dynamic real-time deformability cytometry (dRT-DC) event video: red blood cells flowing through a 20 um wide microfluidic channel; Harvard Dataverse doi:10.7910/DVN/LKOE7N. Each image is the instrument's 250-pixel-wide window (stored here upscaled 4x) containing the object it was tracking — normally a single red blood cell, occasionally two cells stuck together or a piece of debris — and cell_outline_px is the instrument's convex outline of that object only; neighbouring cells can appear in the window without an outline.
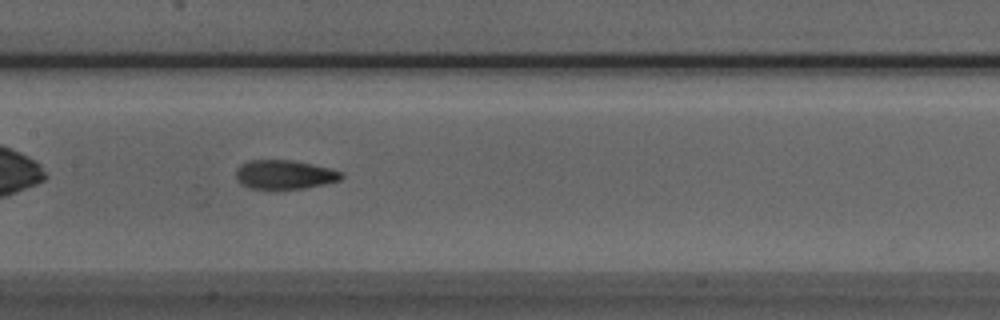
{"species": "Egyptian fruit bat (a non-hibernating species)", "species_latin": "Rousettus aegyptiacus", "temperature_condition": "room temperature", "stored_images_in_passage": 39, "camera_frame_rate_fps": 3000, "um_per_image_px": 0.085, "animal": {"sex": "male"}, "frame": {"image": 1, "passage_image": 12, "time_ms": 3.667, "image_size_px": [1000, 320], "cell_outline_px": [[344, 176], [340, 180], [324, 184], [304, 188], [268, 192], [248, 188], [240, 184], [236, 180], [236, 168], [240, 164], [248, 160], [292, 160], [312, 164], [328, 168], [340, 172]], "centroid_in_image_um": [24.09, 14.88], "position_along_channel_um": 183.3, "area_um2": 18.55}}
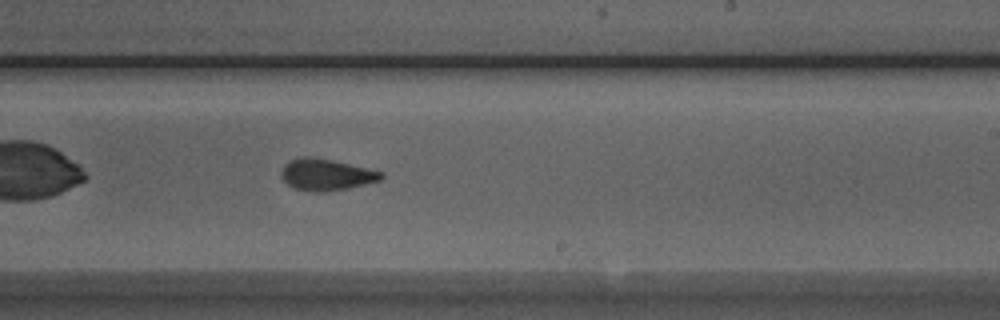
{"frame": {"image": 2, "passage_image": 18, "time_ms": 5.667, "image_size_px": [1000, 320], "cell_outline_px": [[384, 176], [380, 180], [348, 188], [320, 192], [316, 192], [292, 188], [280, 176], [280, 172], [284, 164], [288, 160], [300, 156], [308, 156], [332, 160], [384, 172]], "centroid_in_image_um": [27.68, 14.83], "position_along_channel_um": 261.3, "area_um2": 18.38}}
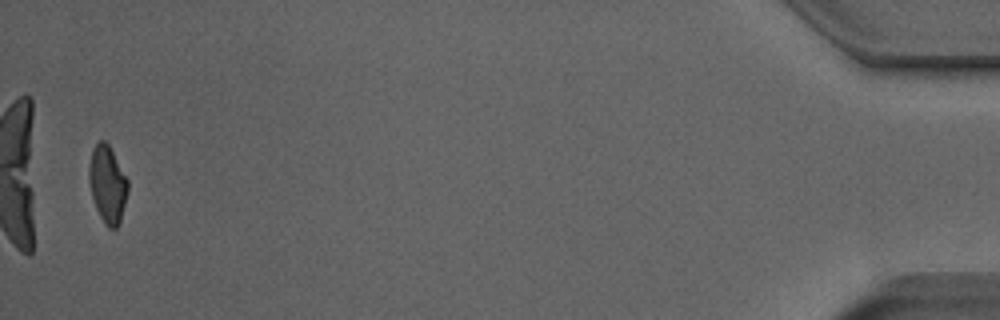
{"frame": {"image": 3, "passage_image": 38, "time_ms": 12.333, "image_size_px": [1000, 320], "cell_outline_px": [[128, 192], [120, 224], [116, 228], [108, 228], [104, 224], [96, 208], [92, 196], [88, 180], [88, 168], [92, 148], [100, 140], [104, 140], [108, 144], [128, 180]], "centroid_in_image_um": [9.13, 15.68], "position_along_channel_um": 426.1, "area_um2": 17.57}, "authors_computed_cell_mechanics": {"area_um2": 18.0336, "velocity_mm_per_s": 3.9184, "shape_relaxation_time_tau1_ms": 7.9652, "shape_relaxation_time_tau2_ms": 1.6974, "deformation_change_tau1": 0.1819, "deformation_change_tau2": 0.0849}}